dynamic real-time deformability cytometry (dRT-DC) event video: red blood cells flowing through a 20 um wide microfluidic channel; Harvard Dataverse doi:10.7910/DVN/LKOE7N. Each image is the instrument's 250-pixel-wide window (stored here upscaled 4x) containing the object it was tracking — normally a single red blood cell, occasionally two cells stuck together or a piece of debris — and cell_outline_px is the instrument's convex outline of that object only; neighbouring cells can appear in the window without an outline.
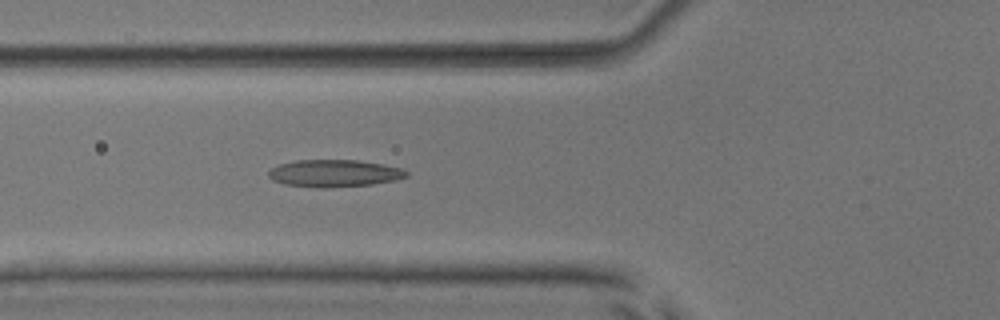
{"species": "common noctule bat (a hibernating species)", "species_latin": "Nyctalus noctula", "temperature_condition": "room temperature", "stored_images_in_passage": 52, "camera_frame_rate_fps": 3000, "um_per_image_px": 0.085, "animal": {"sex": "male", "body_mass_g": 17.9, "forearm_length_mm": 54.2}, "frame": {"image": 1, "passage_image": 19, "time_ms": 6.0, "image_size_px": [1000, 320], "cell_outline_px": [[408, 176], [396, 180], [372, 184], [324, 188], [284, 184], [272, 180], [268, 176], [268, 172], [272, 168], [280, 164], [296, 160], [356, 160], [380, 164], [400, 168], [408, 172]], "centroid_in_image_um": [28.39, 14.73], "position_along_channel_um": 97.4, "area_um2": 21.68}}
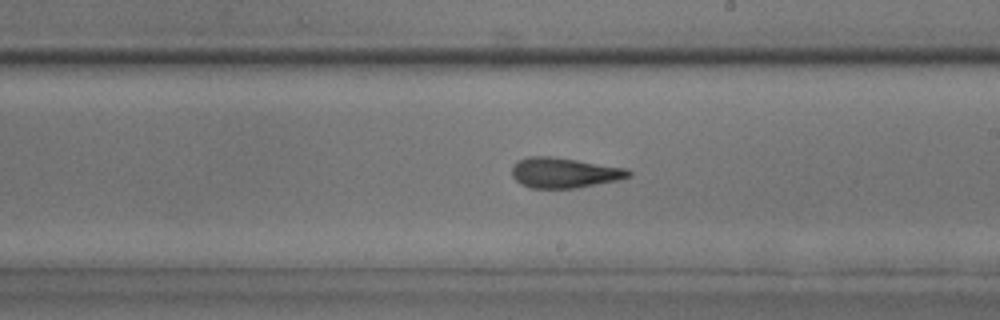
{"frame": {"image": 2, "passage_image": 30, "time_ms": 9.667, "image_size_px": [1000, 320], "cell_outline_px": [[632, 176], [620, 180], [576, 188], [532, 188], [520, 184], [512, 176], [512, 164], [516, 160], [528, 156], [548, 156], [576, 160], [628, 168], [632, 172]], "centroid_in_image_um": [47.96, 14.68], "position_along_channel_um": 241.0, "area_um2": 20.81}}
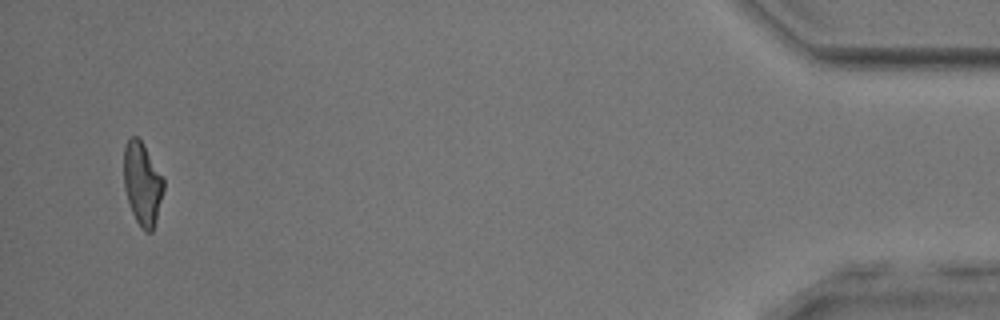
{"frame": {"image": 3, "passage_image": 50, "time_ms": 16.333, "image_size_px": [1000, 320], "cell_outline_px": [[164, 188], [156, 220], [152, 232], [144, 232], [140, 228], [132, 212], [124, 188], [124, 148], [128, 140], [132, 136], [136, 136], [140, 140], [164, 176]], "centroid_in_image_um": [12.11, 15.63], "position_along_channel_um": 423.1, "area_um2": 19.19}, "authors_computed_cell_mechanics": {"area_um2": 20.7213, "velocity_mm_per_s": 3.9243, "shape_relaxation_time_tau1_ms": 9.8219, "shape_relaxation_time_tau2_ms": 2.9888, "deformation_change_tau1": 0.2576, "deformation_change_tau2": 0.1263}}